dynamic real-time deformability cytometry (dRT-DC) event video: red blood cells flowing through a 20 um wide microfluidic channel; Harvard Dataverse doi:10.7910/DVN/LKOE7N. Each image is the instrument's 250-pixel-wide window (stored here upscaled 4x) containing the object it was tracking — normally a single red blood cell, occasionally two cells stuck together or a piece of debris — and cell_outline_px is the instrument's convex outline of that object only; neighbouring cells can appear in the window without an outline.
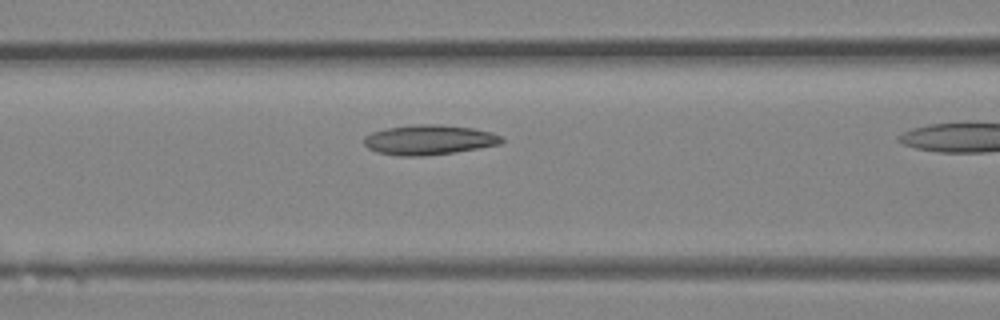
{"species": "Egyptian fruit bat (a non-hibernating species)", "species_latin": "Rousettus aegyptiacus", "temperature_condition": "room temperature", "stored_images_in_passage": 27, "camera_frame_rate_fps": 3000, "um_per_image_px": 0.085, "animal": {"sex": "female"}, "frame": {"image": 1, "passage_image": 12, "time_ms": 3.667, "image_size_px": [1000, 320], "cell_outline_px": [[504, 140], [500, 144], [452, 152], [424, 156], [400, 156], [376, 152], [368, 148], [364, 144], [364, 136], [372, 132], [384, 128], [416, 124], [440, 124], [472, 128], [492, 132], [500, 136]], "centroid_in_image_um": [36.42, 11.88], "position_along_channel_um": 130.2, "area_um2": 23.93}}
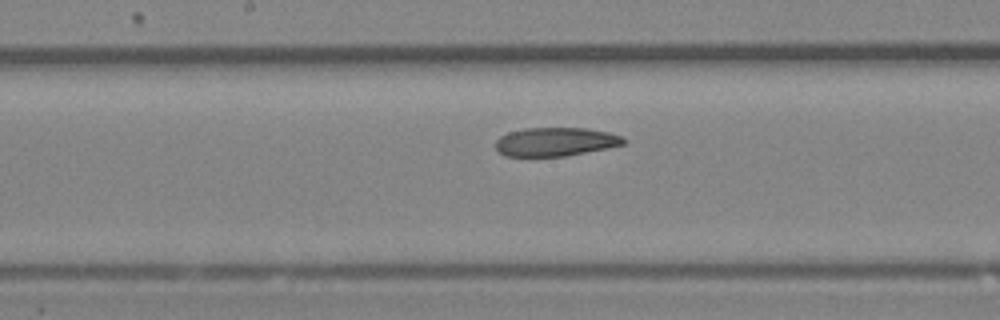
{"frame": {"image": 2, "passage_image": 16, "time_ms": 5.0, "image_size_px": [1000, 320], "cell_outline_px": [[628, 140], [624, 144], [564, 156], [504, 156], [496, 148], [496, 140], [500, 136], [508, 132], [524, 128], [588, 128], [608, 132], [620, 136]], "centroid_in_image_um": [47.19, 12.04], "position_along_channel_um": 201.0, "area_um2": 21.21}}
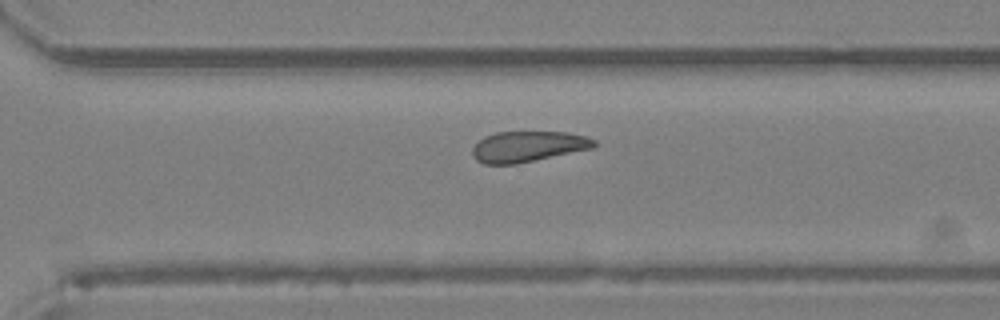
{"frame": {"image": 3, "passage_image": 23, "time_ms": 7.333, "image_size_px": [1000, 320], "cell_outline_px": [[596, 144], [592, 148], [516, 164], [484, 164], [476, 160], [472, 156], [472, 148], [484, 136], [496, 132], [568, 132], [588, 136], [596, 140]], "centroid_in_image_um": [44.87, 12.45], "position_along_channel_um": 325.7, "area_um2": 21.79}}